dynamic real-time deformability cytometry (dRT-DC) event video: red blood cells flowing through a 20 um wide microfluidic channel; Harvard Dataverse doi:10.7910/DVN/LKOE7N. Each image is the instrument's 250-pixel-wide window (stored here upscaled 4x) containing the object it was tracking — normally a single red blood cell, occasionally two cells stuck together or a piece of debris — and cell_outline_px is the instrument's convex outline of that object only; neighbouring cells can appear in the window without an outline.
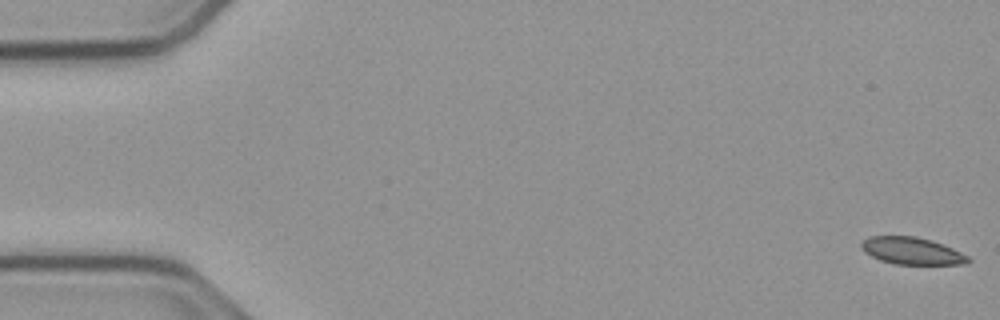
{"species": "common noctule bat (a hibernating species)", "species_latin": "Nyctalus noctula", "temperature_condition": "cold", "stored_images_in_passage": 54, "camera_frame_rate_fps": 3000, "um_per_image_px": 0.085, "animal": {"sex": "male", "body_mass_g": 23.1, "forearm_length_mm": 52.7}, "frame": {"image": 1, "passage_image": 1, "time_ms": 0.0, "image_size_px": [1000, 320], "cell_outline_px": [[972, 260], [964, 264], [892, 264], [880, 260], [864, 252], [860, 244], [868, 236], [916, 236], [932, 240], [952, 248], [968, 256]], "centroid_in_image_um": [77.49, 21.32], "position_along_channel_um": 7.5, "area_um2": 16.88}}
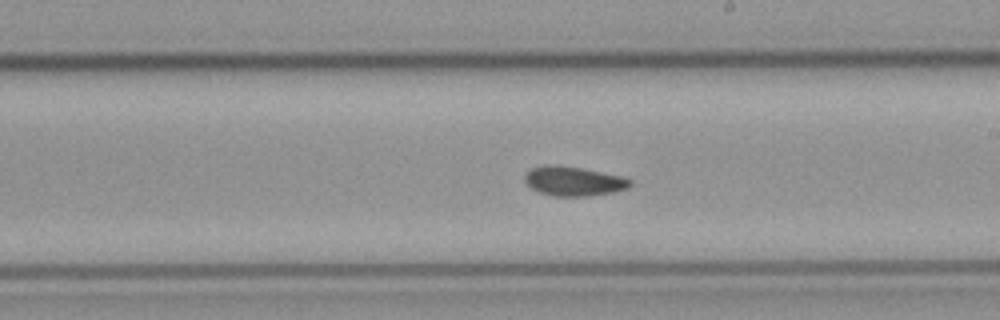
{"frame": {"image": 2, "passage_image": 31, "time_ms": 10.0, "image_size_px": [1000, 320], "cell_outline_px": [[632, 184], [628, 188], [612, 192], [588, 196], [552, 196], [540, 192], [532, 188], [524, 180], [524, 176], [532, 168], [552, 164], [556, 164], [580, 168], [624, 176], [632, 180]], "centroid_in_image_um": [48.79, 15.4], "position_along_channel_um": 240.2, "area_um2": 17.98}}
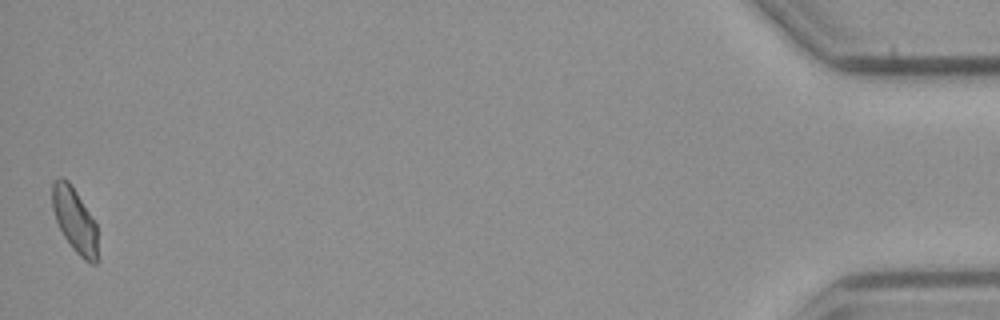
{"frame": {"image": 3, "passage_image": 54, "time_ms": 17.667, "image_size_px": [1000, 320], "cell_outline_px": [[96, 264], [92, 264], [84, 260], [72, 248], [64, 236], [56, 220], [52, 208], [52, 184], [60, 176], [68, 180], [76, 192], [96, 224]], "centroid_in_image_um": [6.32, 18.7], "position_along_channel_um": 428.9, "area_um2": 16.65}, "authors_computed_cell_mechanics": {"area_um2": 17.8024, "velocity_mm_per_s": 3.7844, "shape_relaxation_time_tau1_ms": null, "shape_relaxation_time_tau2_ms": 2.6871, "deformation_change_tau1": null, "deformation_change_tau2": 0.0706}}